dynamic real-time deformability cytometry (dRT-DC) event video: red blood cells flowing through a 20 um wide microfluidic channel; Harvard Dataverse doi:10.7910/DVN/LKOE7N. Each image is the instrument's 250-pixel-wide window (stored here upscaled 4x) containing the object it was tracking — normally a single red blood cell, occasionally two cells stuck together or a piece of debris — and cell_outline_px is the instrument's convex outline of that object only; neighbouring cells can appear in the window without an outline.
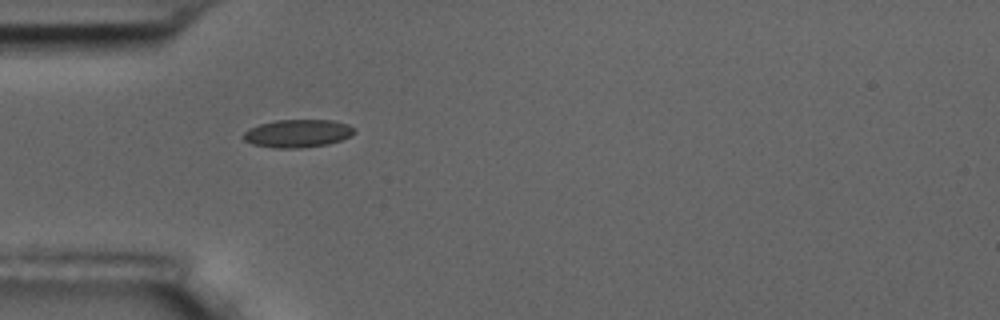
{"species": "common noctule bat (a hibernating species)", "species_latin": "Nyctalus noctula", "temperature_condition": "room temperature", "stored_images_in_passage": 37, "camera_frame_rate_fps": 3000, "um_per_image_px": 0.085, "animal": {"sex": "male", "body_mass_g": 17.5, "forearm_length_mm": 52.3}, "frame": {"image": 1, "passage_image": 1, "time_ms": 0.0, "image_size_px": [1000, 320], "cell_outline_px": [[356, 132], [340, 140], [328, 144], [300, 148], [272, 148], [252, 144], [244, 140], [240, 136], [248, 128], [260, 124], [276, 120], [332, 120], [348, 124], [356, 128]], "centroid_in_image_um": [25.27, 11.34], "position_along_channel_um": 59.7, "area_um2": 18.21}}
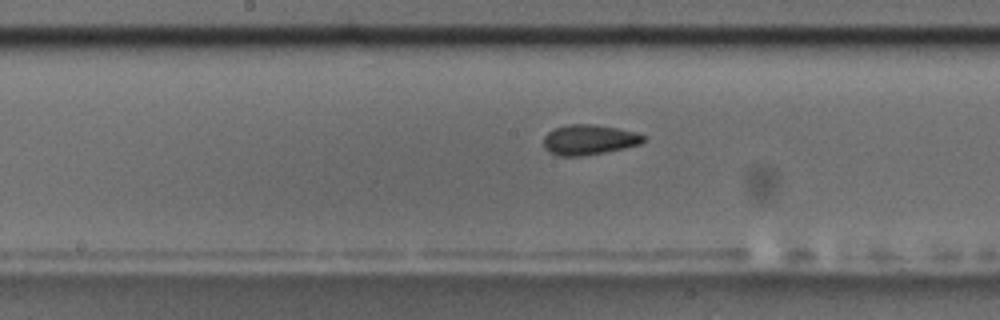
{"frame": {"image": 2, "passage_image": 13, "time_ms": 4.0, "image_size_px": [1000, 320], "cell_outline_px": [[644, 140], [640, 144], [624, 148], [604, 152], [580, 156], [560, 156], [548, 152], [544, 148], [544, 136], [548, 132], [556, 128], [568, 124], [596, 124], [636, 132], [644, 136]], "centroid_in_image_um": [50.04, 11.87], "position_along_channel_um": 198.2, "area_um2": 17.46}}
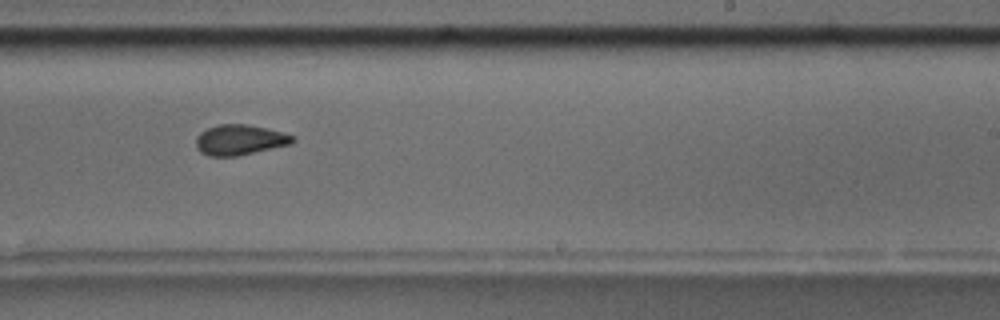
{"frame": {"image": 3, "passage_image": 19, "time_ms": 6.0, "image_size_px": [1000, 320], "cell_outline_px": [[296, 140], [292, 144], [236, 156], [208, 156], [200, 152], [196, 148], [196, 136], [200, 132], [216, 124], [248, 124], [268, 128], [296, 136]], "centroid_in_image_um": [20.39, 11.88], "position_along_channel_um": 268.6, "area_um2": 17.34}, "authors_computed_cell_mechanics": {"area_um2": 17.3978, "velocity_mm_per_s": 3.5355, "shape_relaxation_time_tau1_ms": 3.7428, "shape_relaxation_time_tau2_ms": 2.4838, "deformation_change_tau1": 0.1237, "deformation_change_tau2": 0.078}}